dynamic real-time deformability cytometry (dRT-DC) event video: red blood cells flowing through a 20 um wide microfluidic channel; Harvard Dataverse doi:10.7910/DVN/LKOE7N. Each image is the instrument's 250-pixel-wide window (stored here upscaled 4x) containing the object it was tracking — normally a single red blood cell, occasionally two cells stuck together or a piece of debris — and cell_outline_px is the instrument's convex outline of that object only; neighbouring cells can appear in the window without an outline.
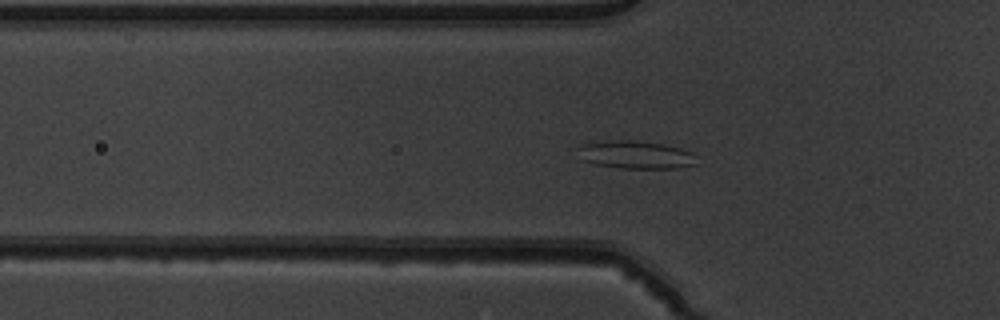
{"species": "common noctule bat (a hibernating species)", "species_latin": "Nyctalus noctula", "temperature_condition": "warm", "stored_images_in_passage": 52, "camera_frame_rate_fps": 3000, "um_per_image_px": 0.085, "animal": {"sex": "male", "body_mass_g": 19.5, "forearm_length_mm": 54.6}, "frame": {"image": 1, "passage_image": 18, "time_ms": 5.667, "image_size_px": [1000, 320], "cell_outline_px": [[696, 164], [676, 168], [624, 168], [596, 164], [580, 160], [576, 148], [580, 144], [612, 140], [632, 140], [660, 144], [680, 148], [692, 152]], "centroid_in_image_um": [53.95, 13.15], "position_along_channel_um": 71.8, "area_um2": 19.19}}
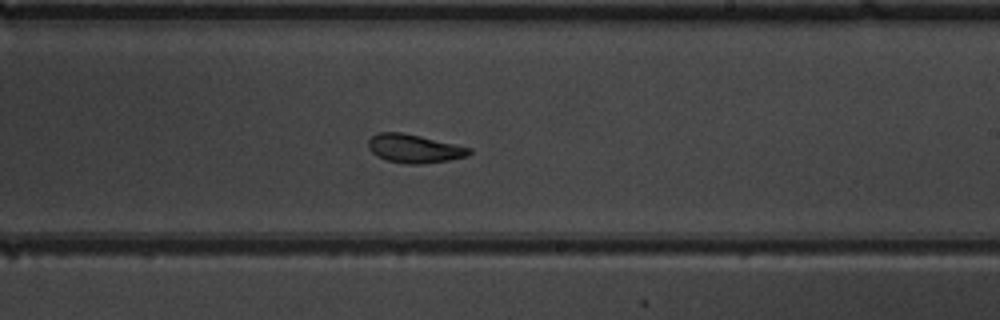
{"frame": {"image": 2, "passage_image": 32, "time_ms": 10.333, "image_size_px": [1000, 320], "cell_outline_px": [[472, 152], [468, 156], [448, 160], [420, 164], [404, 164], [388, 160], [376, 156], [368, 148], [368, 140], [376, 132], [400, 132], [420, 136], [472, 148]], "centroid_in_image_um": [35.19, 12.63], "position_along_channel_um": 253.8, "area_um2": 16.76}}
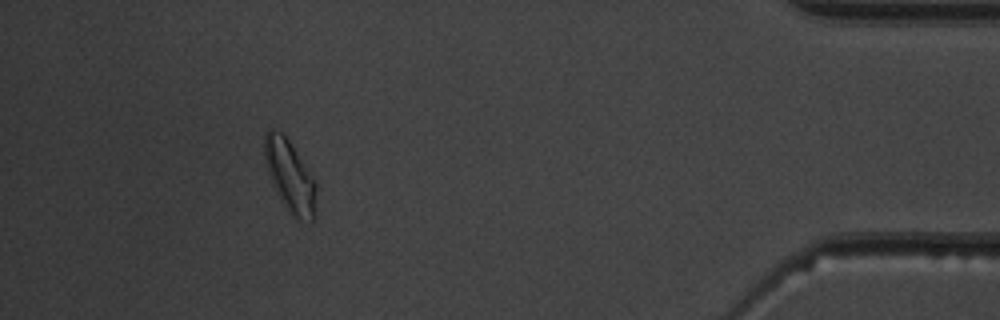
{"frame": {"image": 3, "passage_image": 48, "time_ms": 15.667, "image_size_px": [1000, 320], "cell_outline_px": [[316, 216], [312, 224], [300, 220], [292, 216], [288, 212], [280, 200], [272, 184], [264, 160], [264, 136], [268, 128], [272, 128], [280, 132], [288, 140], [316, 180]], "centroid_in_image_um": [24.66, 15.04], "position_along_channel_um": 410.5, "area_um2": 22.08}, "authors_computed_cell_mechanics": {"area_um2": 18.8428, "velocity_mm_per_s": 3.907, "shape_relaxation_time_tau1_ms": 2.8223, "shape_relaxation_time_tau2_ms": 4.0321, "deformation_change_tau1": 0.0939, "deformation_change_tau2": 0.1167}}